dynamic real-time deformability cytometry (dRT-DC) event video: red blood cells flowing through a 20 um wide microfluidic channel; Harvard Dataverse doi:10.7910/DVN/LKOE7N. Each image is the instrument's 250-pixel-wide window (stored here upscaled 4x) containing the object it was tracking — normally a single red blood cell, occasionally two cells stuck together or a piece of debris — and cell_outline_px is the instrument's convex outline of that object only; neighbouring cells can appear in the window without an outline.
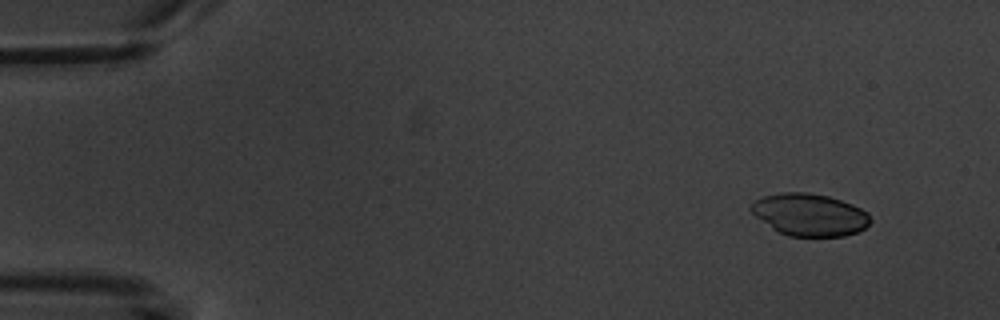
{"species": "common noctule bat (a hibernating species)", "species_latin": "Nyctalus noctula", "temperature_condition": "warm", "stored_images_in_passage": 3, "camera_frame_rate_fps": 3000, "um_per_image_px": 0.085, "animal": {"sex": "male", "body_mass_g": 20.1, "forearm_length_mm": 53.5}, "frame": {"image": 1, "passage_image": 1, "time_ms": 0.0, "image_size_px": [1000, 320], "cell_outline_px": [[872, 220], [864, 228], [856, 232], [844, 236], [788, 236], [772, 228], [756, 216], [748, 208], [756, 200], [764, 196], [780, 192], [808, 192], [828, 196], [852, 204], [868, 212]], "centroid_in_image_um": [68.82, 18.24], "position_along_channel_um": 16.2, "area_um2": 29.25}}